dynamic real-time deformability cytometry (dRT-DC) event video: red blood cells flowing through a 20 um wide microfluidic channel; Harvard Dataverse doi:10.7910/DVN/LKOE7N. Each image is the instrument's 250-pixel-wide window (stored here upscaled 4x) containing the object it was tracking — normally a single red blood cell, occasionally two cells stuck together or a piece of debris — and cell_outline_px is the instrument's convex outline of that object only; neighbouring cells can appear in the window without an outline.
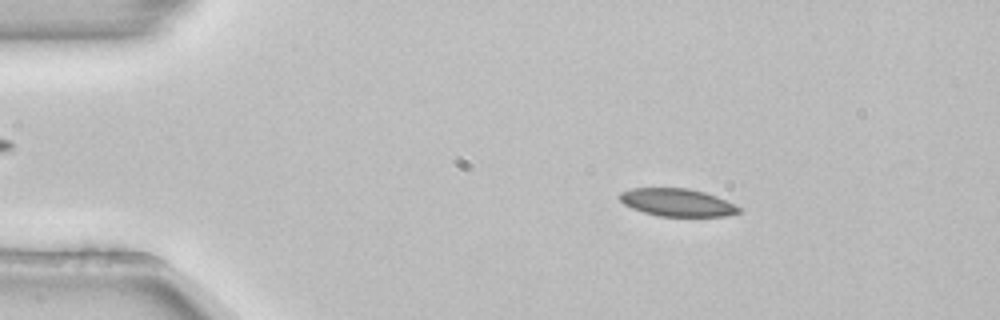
{"species": "common noctule bat (a hibernating species)", "species_latin": "Nyctalus noctula", "temperature_condition": "room temperature", "stored_images_in_passage": 53, "camera_frame_rate_fps": 3000, "um_per_image_px": 0.085, "animal": {"sex": "female", "body_mass_g": 22.7, "forearm_length_mm": 54.2}, "frame": {"image": 1, "passage_image": 9, "time_ms": 2.667, "image_size_px": [1000, 320], "cell_outline_px": [[740, 212], [728, 216], [660, 216], [644, 212], [632, 208], [624, 204], [620, 200], [620, 192], [632, 188], [688, 188], [704, 192], [716, 196], [740, 208]], "centroid_in_image_um": [57.54, 17.21], "position_along_channel_um": 27.5, "area_um2": 19.02}}
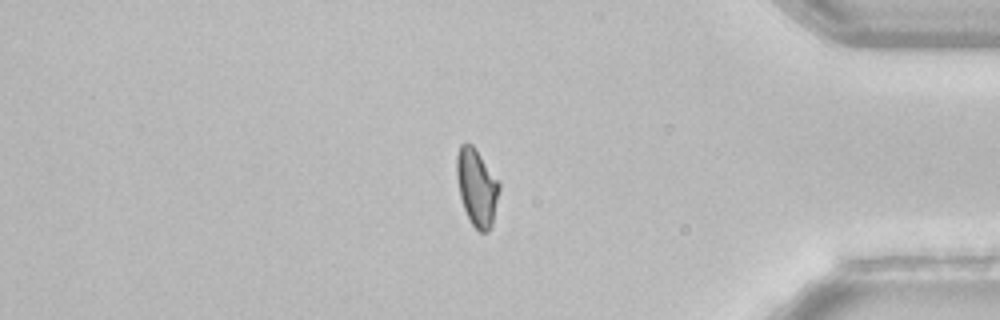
{"frame": {"image": 2, "passage_image": 45, "time_ms": 14.667, "image_size_px": [1000, 320], "cell_outline_px": [[500, 188], [492, 224], [488, 232], [480, 232], [472, 224], [464, 208], [460, 196], [456, 176], [456, 156], [460, 144], [464, 140], [472, 144], [476, 148], [500, 180]], "centroid_in_image_um": [40.53, 15.85], "position_along_channel_um": 394.7, "area_um2": 19.48}}
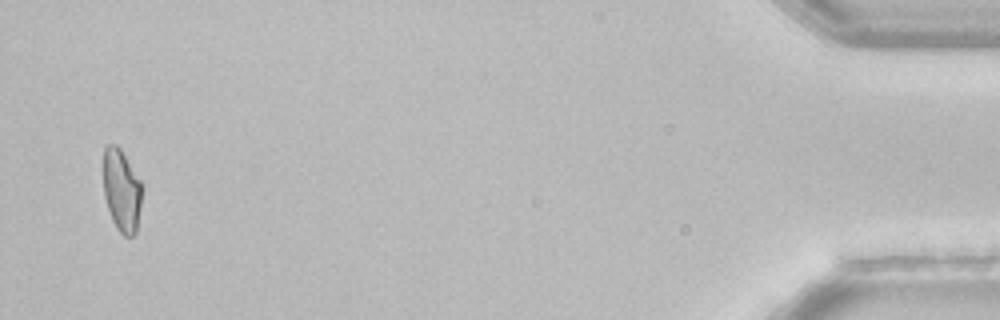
{"frame": {"image": 3, "passage_image": 52, "time_ms": 17.0, "image_size_px": [1000, 320], "cell_outline_px": [[144, 184], [136, 232], [132, 236], [124, 236], [116, 228], [112, 220], [104, 196], [104, 148], [108, 144], [116, 144], [120, 148]], "centroid_in_image_um": [10.37, 16.18], "position_along_channel_um": 424.8, "area_um2": 18.79}}